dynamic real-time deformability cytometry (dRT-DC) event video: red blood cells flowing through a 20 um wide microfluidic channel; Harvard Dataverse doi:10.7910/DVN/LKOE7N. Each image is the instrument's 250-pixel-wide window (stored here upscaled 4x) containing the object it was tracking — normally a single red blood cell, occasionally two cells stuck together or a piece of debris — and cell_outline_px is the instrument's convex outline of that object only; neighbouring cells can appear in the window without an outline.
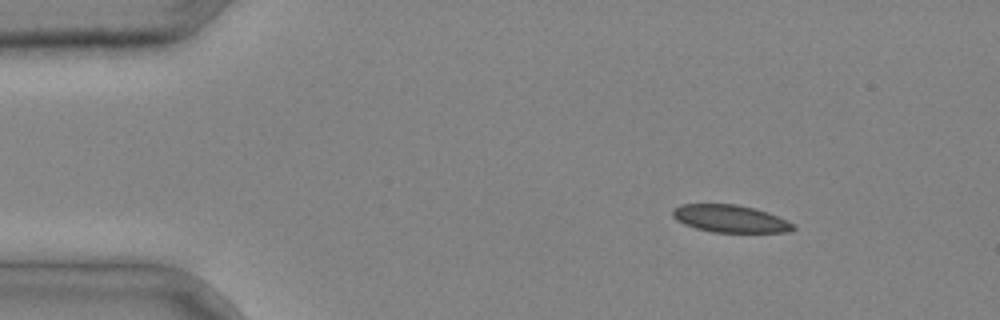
{"species": "common noctule bat (a hibernating species)", "species_latin": "Nyctalus noctula", "temperature_condition": "cold", "stored_images_in_passage": 2, "camera_frame_rate_fps": 3000, "um_per_image_px": 0.085, "animal": {"sex": "male", "body_mass_g": 20.4}, "frame": {"image": 1, "passage_image": 1, "time_ms": 0.0, "image_size_px": [1000, 320], "cell_outline_px": [[796, 228], [788, 232], [712, 232], [696, 228], [684, 224], [676, 220], [672, 216], [672, 208], [680, 204], [736, 204], [768, 212], [788, 220], [796, 224]], "centroid_in_image_um": [62.07, 18.58], "position_along_channel_um": 22.9, "area_um2": 19.42}}
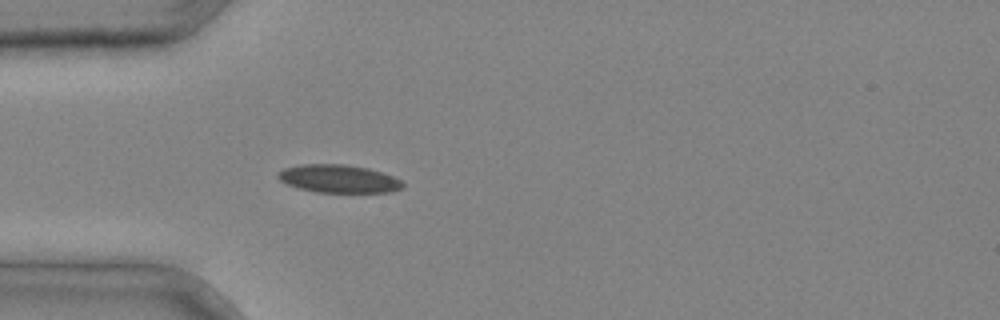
{"frame": {"image": 2, "passage_image": 2, "time_ms": 0.333, "image_size_px": [1000, 320], "cell_outline_px": [[404, 188], [392, 192], [316, 192], [300, 188], [288, 184], [280, 180], [276, 176], [276, 172], [284, 168], [300, 164], [344, 164], [368, 168], [392, 176], [400, 180], [404, 184]], "centroid_in_image_um": [28.77, 15.19], "position_along_channel_um": 56.2, "area_um2": 20.35}}